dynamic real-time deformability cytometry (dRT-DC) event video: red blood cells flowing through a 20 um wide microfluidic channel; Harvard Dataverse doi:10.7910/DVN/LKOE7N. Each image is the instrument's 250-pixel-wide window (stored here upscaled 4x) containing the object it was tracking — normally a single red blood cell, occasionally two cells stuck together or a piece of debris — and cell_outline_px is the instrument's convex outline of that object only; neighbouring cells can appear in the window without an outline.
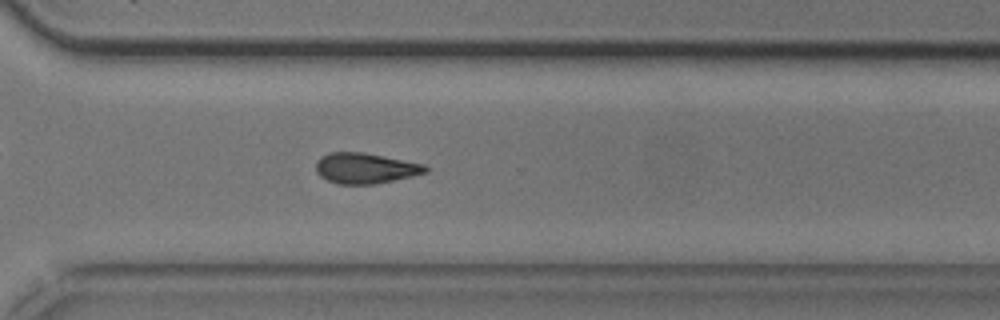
{"species": "common noctule bat (a hibernating species)", "species_latin": "Nyctalus noctula", "temperature_condition": "cold", "stored_images_in_passage": 25, "camera_frame_rate_fps": 3000, "um_per_image_px": 0.085, "animal": {"sex": "male", "body_mass_g": 20.5, "forearm_length_mm": 52.5}, "frame": {"image": 1, "passage_image": 24, "time_ms": 7.667, "image_size_px": [1000, 320], "cell_outline_px": [[428, 172], [412, 176], [376, 184], [336, 184], [320, 176], [316, 172], [316, 160], [320, 156], [328, 152], [364, 152], [424, 164], [428, 168]], "centroid_in_image_um": [31.02, 14.29], "position_along_channel_um": 339.6, "area_um2": 19.65}}